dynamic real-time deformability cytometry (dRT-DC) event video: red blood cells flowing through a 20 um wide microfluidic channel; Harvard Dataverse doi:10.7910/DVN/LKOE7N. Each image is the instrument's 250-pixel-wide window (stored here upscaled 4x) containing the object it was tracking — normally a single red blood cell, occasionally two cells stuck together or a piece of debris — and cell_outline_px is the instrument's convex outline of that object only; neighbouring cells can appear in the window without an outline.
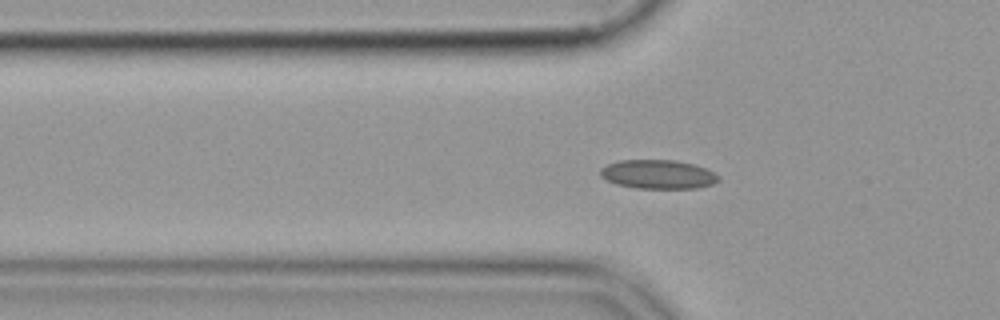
{"species": "common noctule bat (a hibernating species)", "species_latin": "Nyctalus noctula", "temperature_condition": "cold", "stored_images_in_passage": 55, "camera_frame_rate_fps": 3000, "um_per_image_px": 0.085, "animal": {"sex": "female", "body_mass_g": 19.9}, "frame": {"image": 1, "passage_image": 18, "time_ms": 5.667, "image_size_px": [1000, 320], "cell_outline_px": [[720, 180], [712, 184], [700, 188], [636, 188], [616, 184], [600, 176], [600, 168], [608, 164], [620, 160], [676, 160], [692, 164], [704, 168], [720, 176]], "centroid_in_image_um": [55.93, 14.82], "position_along_channel_um": 69.9, "area_um2": 19.88}}
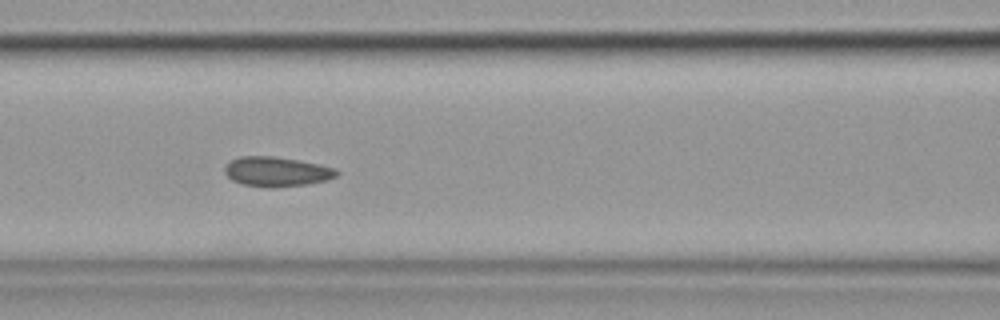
{"frame": {"image": 2, "passage_image": 24, "time_ms": 7.667, "image_size_px": [1000, 320], "cell_outline_px": [[340, 172], [336, 176], [328, 180], [308, 184], [272, 188], [268, 188], [240, 184], [232, 180], [224, 172], [224, 168], [232, 160], [240, 156], [272, 156], [296, 160], [336, 168]], "centroid_in_image_um": [23.51, 14.61], "position_along_channel_um": 143.1, "area_um2": 19.36}}
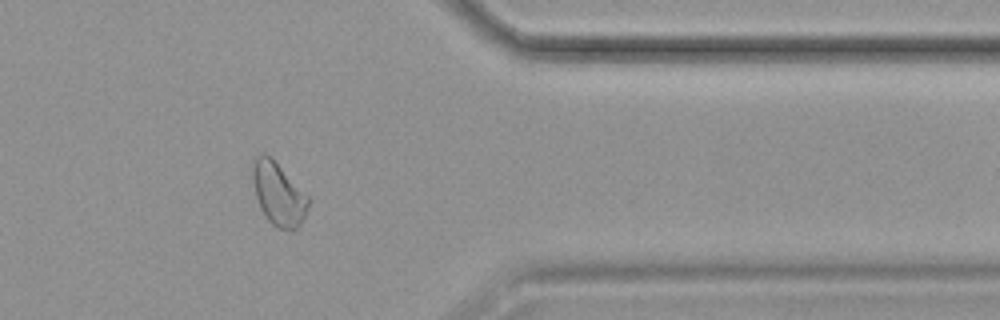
{"frame": {"image": 3, "passage_image": 45, "time_ms": 14.667, "image_size_px": [1000, 320], "cell_outline_px": [[312, 200], [300, 224], [292, 232], [288, 232], [276, 228], [264, 216], [260, 208], [256, 196], [252, 180], [252, 160], [256, 156], [264, 152], [272, 156]], "centroid_in_image_um": [23.66, 16.48], "position_along_channel_um": 387.7, "area_um2": 21.04}}